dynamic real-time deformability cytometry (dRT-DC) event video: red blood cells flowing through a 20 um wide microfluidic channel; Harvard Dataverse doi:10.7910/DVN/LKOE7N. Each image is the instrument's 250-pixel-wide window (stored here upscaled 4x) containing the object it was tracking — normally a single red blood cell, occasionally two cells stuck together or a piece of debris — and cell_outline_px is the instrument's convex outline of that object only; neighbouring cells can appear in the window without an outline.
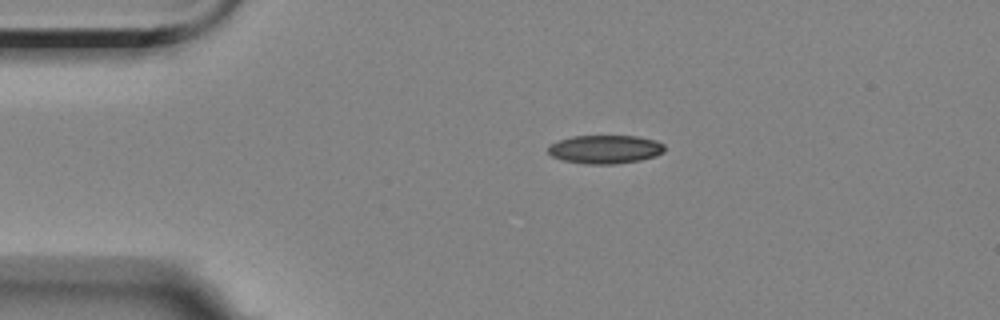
{"species": "Egyptian fruit bat (a non-hibernating species)", "species_latin": "Rousettus aegyptiacus", "temperature_condition": "room temperature", "stored_images_in_passage": 12, "camera_frame_rate_fps": 3000, "um_per_image_px": 0.085, "animal": {"sex": "female"}, "frame": {"image": 1, "passage_image": 1, "time_ms": 0.0, "image_size_px": [1000, 320], "cell_outline_px": [[664, 152], [656, 156], [640, 160], [616, 164], [584, 164], [564, 160], [552, 156], [548, 152], [548, 148], [552, 144], [560, 140], [572, 136], [636, 136], [656, 140], [664, 144]], "centroid_in_image_um": [51.47, 12.69], "position_along_channel_um": 33.5, "area_um2": 19.31}}
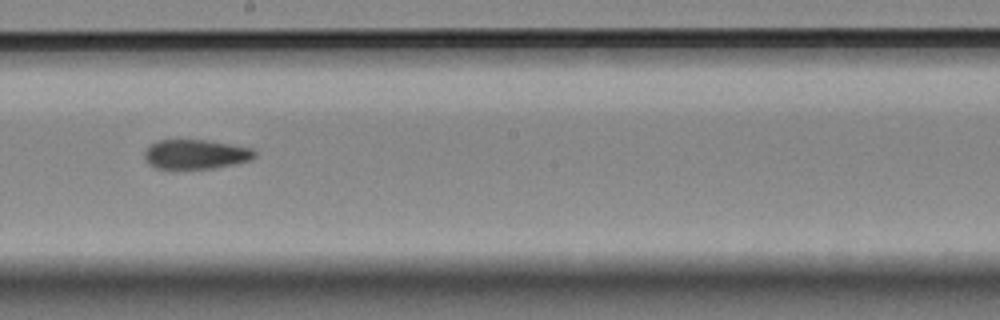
{"frame": {"image": 2, "passage_image": 6, "time_ms": 6.667, "image_size_px": [1000, 320], "cell_outline_px": [[256, 156], [252, 160], [212, 168], [156, 168], [148, 164], [144, 156], [144, 152], [156, 140], [204, 140], [252, 148], [256, 152]], "centroid_in_image_um": [16.63, 13.11], "position_along_channel_um": 231.6, "area_um2": 18.67}}
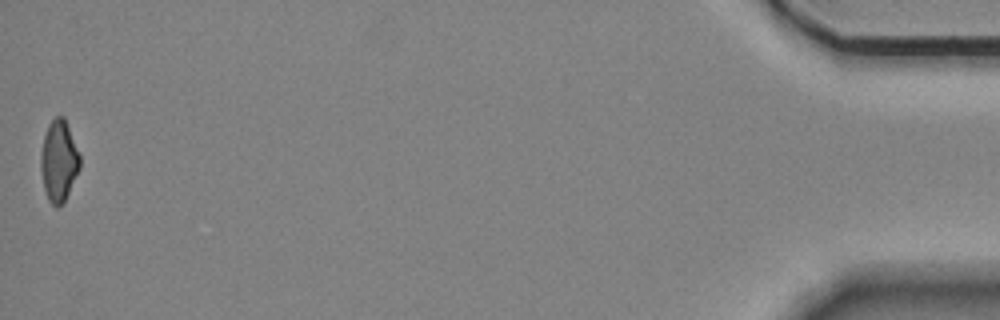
{"frame": {"image": 3, "passage_image": 12, "time_ms": 15.0, "image_size_px": [1000, 320], "cell_outline_px": [[80, 168], [64, 200], [56, 208], [48, 200], [44, 188], [40, 168], [40, 156], [44, 136], [48, 124], [56, 116], [64, 116], [80, 156]], "centroid_in_image_um": [4.98, 13.66], "position_along_channel_um": 430.2, "area_um2": 18.26}, "authors_computed_cell_mechanics": {"area_um2": 19.3919, "velocity_mm_per_s": 3.5377, "shape_relaxation_time_tau1_ms": null, "shape_relaxation_time_tau2_ms": 2.545, "deformation_change_tau1": null, "deformation_change_tau2": 0.0981}}